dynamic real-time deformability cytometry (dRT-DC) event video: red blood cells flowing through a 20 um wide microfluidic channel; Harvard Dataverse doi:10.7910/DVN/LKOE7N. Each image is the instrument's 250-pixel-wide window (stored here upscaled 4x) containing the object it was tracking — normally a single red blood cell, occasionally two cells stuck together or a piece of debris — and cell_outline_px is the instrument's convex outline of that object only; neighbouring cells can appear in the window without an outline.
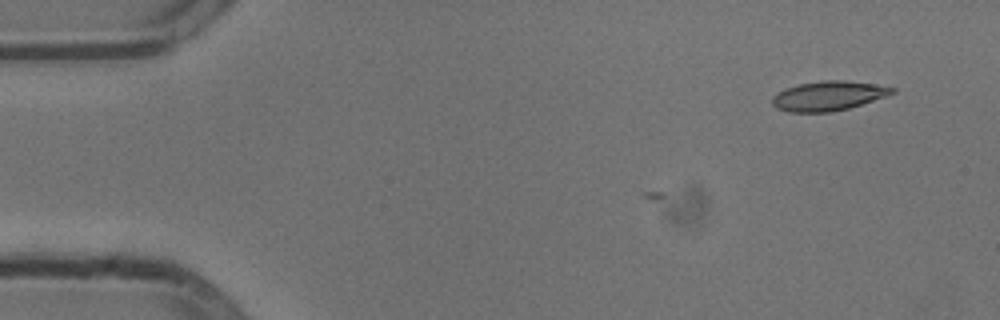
{"species": "common noctule bat (a hibernating species)", "species_latin": "Nyctalus noctula", "temperature_condition": "cold", "stored_images_in_passage": 4, "camera_frame_rate_fps": 3000, "um_per_image_px": 0.085, "animal": {"sex": "male", "body_mass_g": 13.3}, "frame": {"image": 1, "passage_image": 4, "time_ms": 1.0, "image_size_px": [1000, 320], "cell_outline_px": [[896, 92], [848, 108], [832, 112], [788, 112], [776, 108], [772, 104], [772, 96], [788, 88], [800, 84], [824, 80], [844, 80], [872, 84], [896, 88]], "centroid_in_image_um": [70.38, 8.15], "position_along_channel_um": 14.6, "area_um2": 20.23}}